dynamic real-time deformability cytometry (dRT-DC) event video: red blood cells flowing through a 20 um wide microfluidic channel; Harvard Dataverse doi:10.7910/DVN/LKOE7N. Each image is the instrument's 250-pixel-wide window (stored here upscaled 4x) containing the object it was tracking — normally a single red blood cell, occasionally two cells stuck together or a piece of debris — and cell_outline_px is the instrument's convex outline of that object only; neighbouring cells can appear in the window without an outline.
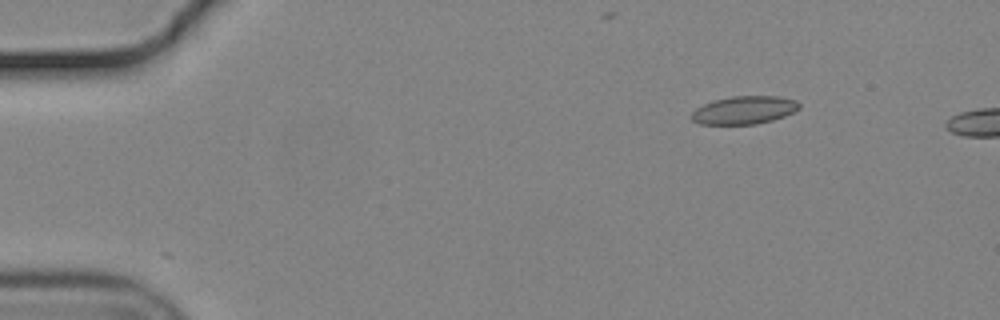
{"species": "common noctule bat (a hibernating species)", "species_latin": "Nyctalus noctula", "temperature_condition": "cold", "stored_images_in_passage": 47, "camera_frame_rate_fps": 3000, "um_per_image_px": 0.085, "animal": {"sex": "male", "body_mass_g": 19.2, "forearm_length_mm": 51.8}, "frame": {"image": 1, "passage_image": 1, "time_ms": 0.0, "image_size_px": [1000, 320], "cell_outline_px": [[800, 108], [784, 116], [772, 120], [756, 124], [700, 124], [692, 120], [692, 112], [696, 108], [712, 100], [732, 96], [780, 96], [796, 100], [800, 104]], "centroid_in_image_um": [63.26, 9.35], "position_along_channel_um": 21.7, "area_um2": 17.57}}
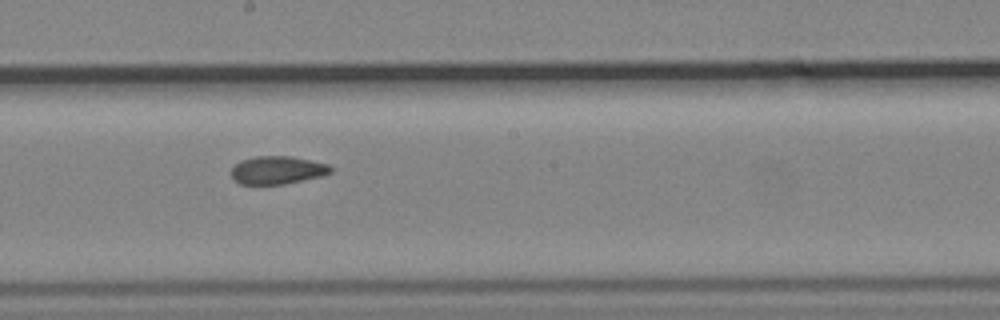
{"frame": {"image": 2, "passage_image": 25, "time_ms": 8.0, "image_size_px": [1000, 320], "cell_outline_px": [[332, 172], [320, 176], [284, 184], [240, 184], [232, 180], [232, 168], [240, 160], [256, 156], [292, 156], [328, 164], [332, 168]], "centroid_in_image_um": [23.55, 14.45], "position_along_channel_um": 224.6, "area_um2": 16.18}}
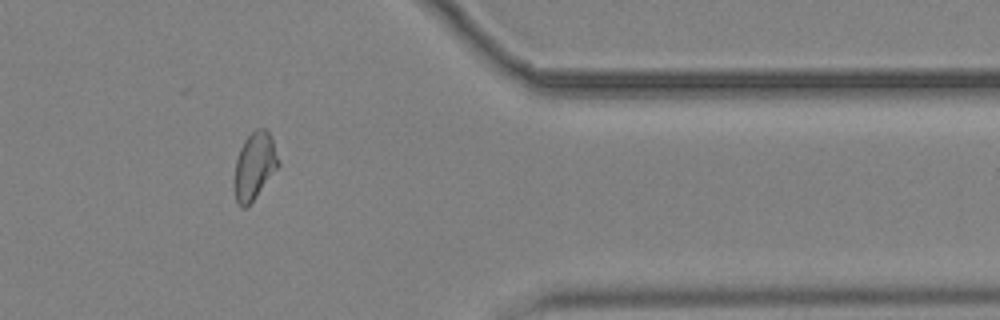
{"frame": {"image": 3, "passage_image": 40, "time_ms": 13.0, "image_size_px": [1000, 320], "cell_outline_px": [[280, 164], [256, 196], [244, 208], [240, 208], [236, 200], [236, 160], [240, 148], [244, 140], [256, 128], [264, 128], [272, 136]], "centroid_in_image_um": [21.66, 14.05], "position_along_channel_um": 389.7, "area_um2": 16.7}, "authors_computed_cell_mechanics": {"area_um2": 17.1088, "velocity_mm_per_s": 3.6752, "shape_relaxation_time_tau1_ms": null, "shape_relaxation_time_tau2_ms": 1.9957, "deformation_change_tau1": null, "deformation_change_tau2": 0.0794}}